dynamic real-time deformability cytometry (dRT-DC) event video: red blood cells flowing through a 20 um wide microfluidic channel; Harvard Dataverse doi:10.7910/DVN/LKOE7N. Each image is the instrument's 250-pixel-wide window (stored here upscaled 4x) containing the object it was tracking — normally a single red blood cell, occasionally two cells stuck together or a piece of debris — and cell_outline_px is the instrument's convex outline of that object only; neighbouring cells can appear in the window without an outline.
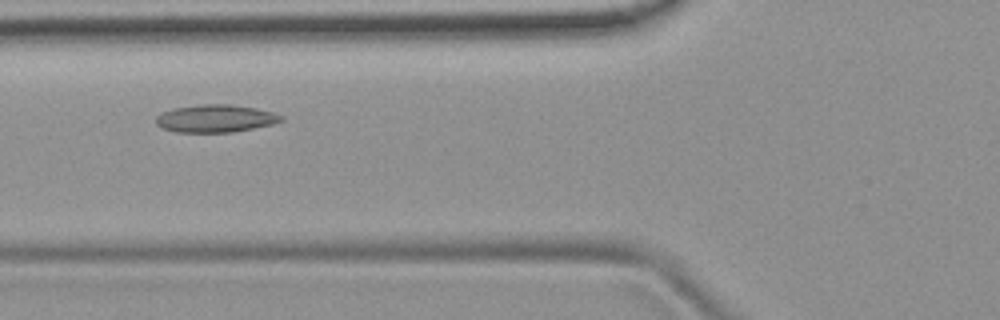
{"species": "common noctule bat (a hibernating species)", "species_latin": "Nyctalus noctula", "temperature_condition": "room temperature", "stored_images_in_passage": 6, "camera_frame_rate_fps": 3000, "um_per_image_px": 0.085, "animal": {"sex": "female", "body_mass_g": 19.9}, "frame": {"image": 1, "passage_image": 3, "time_ms": 2.333, "image_size_px": [1000, 320], "cell_outline_px": [[284, 120], [272, 124], [232, 132], [176, 132], [164, 128], [156, 124], [156, 116], [160, 112], [176, 108], [200, 104], [228, 104], [256, 108], [272, 112], [284, 116]], "centroid_in_image_um": [18.32, 10.06], "position_along_channel_um": 107.5, "area_um2": 20.06}}
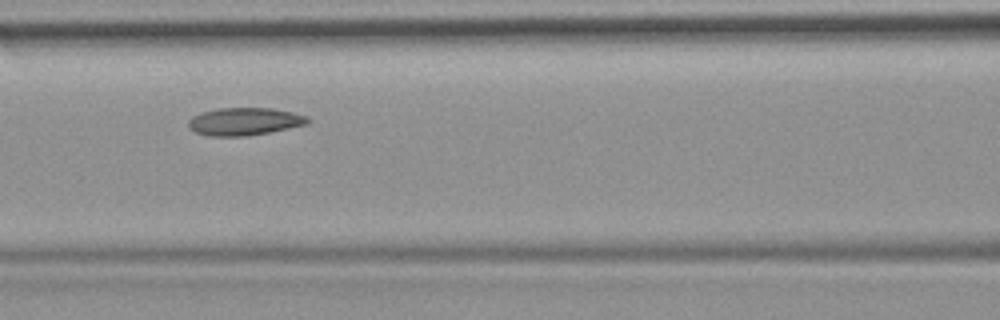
{"frame": {"image": 2, "passage_image": 4, "time_ms": 3.333, "image_size_px": [1000, 320], "cell_outline_px": [[308, 124], [248, 136], [208, 136], [196, 132], [188, 128], [188, 120], [192, 116], [200, 112], [216, 108], [272, 108], [292, 112], [308, 116]], "centroid_in_image_um": [20.73, 10.32], "position_along_channel_um": 145.9, "area_um2": 19.31}}
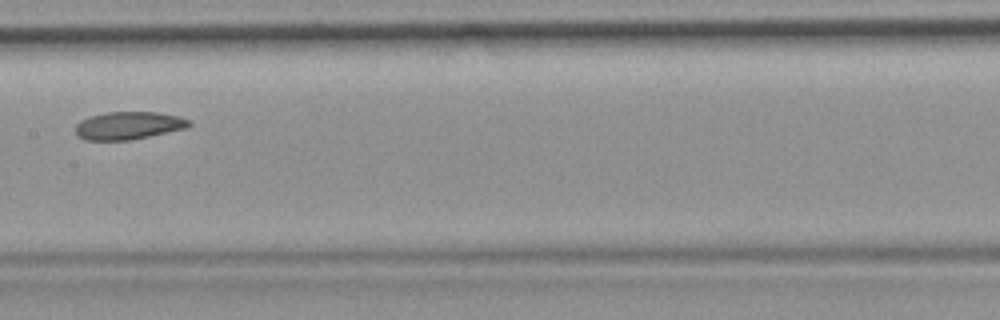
{"frame": {"image": 3, "passage_image": 5, "time_ms": 4.667, "image_size_px": [1000, 320], "cell_outline_px": [[192, 124], [188, 128], [128, 140], [84, 140], [76, 136], [76, 124], [80, 120], [88, 116], [108, 112], [156, 112], [180, 116], [192, 120]], "centroid_in_image_um": [10.93, 10.66], "position_along_channel_um": 196.5, "area_um2": 18.55}}